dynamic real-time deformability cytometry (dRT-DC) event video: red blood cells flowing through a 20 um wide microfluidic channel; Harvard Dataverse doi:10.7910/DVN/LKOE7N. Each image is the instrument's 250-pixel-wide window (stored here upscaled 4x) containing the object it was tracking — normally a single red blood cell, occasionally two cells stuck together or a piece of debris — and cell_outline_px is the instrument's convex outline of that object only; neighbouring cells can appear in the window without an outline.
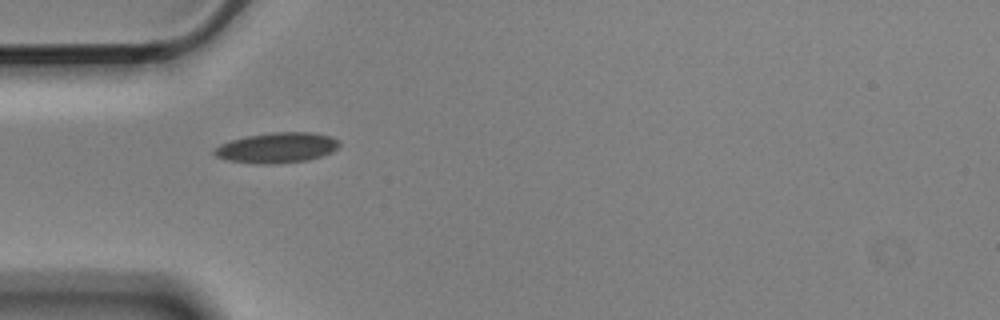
{"species": "Egyptian fruit bat (a non-hibernating species)", "species_latin": "Rousettus aegyptiacus", "temperature_condition": "cold", "stored_images_in_passage": 11, "camera_frame_rate_fps": 3000, "um_per_image_px": 0.085, "animal": {"sex": "male"}, "frame": {"image": 1, "passage_image": 1, "time_ms": 0.0, "image_size_px": [1000, 320], "cell_outline_px": [[340, 144], [332, 152], [308, 160], [280, 164], [260, 164], [228, 160], [216, 156], [212, 152], [220, 144], [232, 140], [248, 136], [268, 132], [312, 132], [332, 136], [340, 140]], "centroid_in_image_um": [23.58, 12.55], "position_along_channel_um": 61.4, "area_um2": 22.2}}
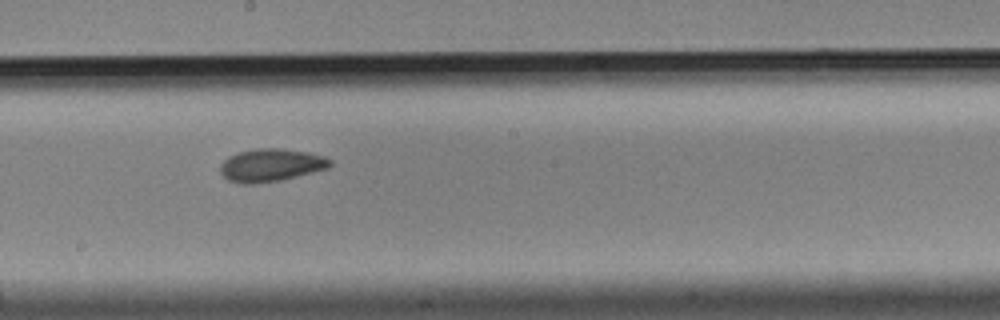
{"frame": {"image": 2, "passage_image": 5, "time_ms": 1.333, "image_size_px": [1000, 320], "cell_outline_px": [[332, 164], [328, 168], [280, 180], [252, 184], [240, 184], [228, 180], [220, 172], [220, 164], [228, 156], [240, 152], [256, 148], [280, 148], [308, 152], [324, 156], [332, 160]], "centroid_in_image_um": [23.02, 14.03], "position_along_channel_um": 225.2, "area_um2": 20.98}}
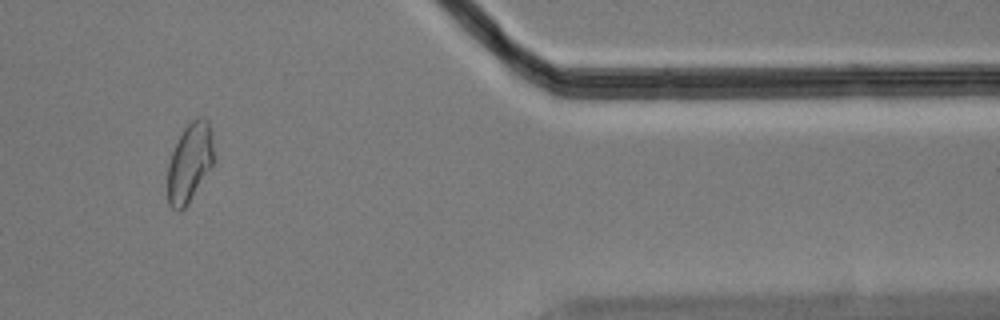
{"frame": {"image": 3, "passage_image": 9, "time_ms": 2.667, "image_size_px": [1000, 320], "cell_outline_px": [[212, 164], [188, 204], [180, 212], [176, 212], [168, 204], [168, 164], [172, 152], [184, 128], [192, 120], [200, 116], [204, 116], [208, 120], [212, 140]], "centroid_in_image_um": [16.09, 13.84], "position_along_channel_um": 395.3, "area_um2": 20.87}}